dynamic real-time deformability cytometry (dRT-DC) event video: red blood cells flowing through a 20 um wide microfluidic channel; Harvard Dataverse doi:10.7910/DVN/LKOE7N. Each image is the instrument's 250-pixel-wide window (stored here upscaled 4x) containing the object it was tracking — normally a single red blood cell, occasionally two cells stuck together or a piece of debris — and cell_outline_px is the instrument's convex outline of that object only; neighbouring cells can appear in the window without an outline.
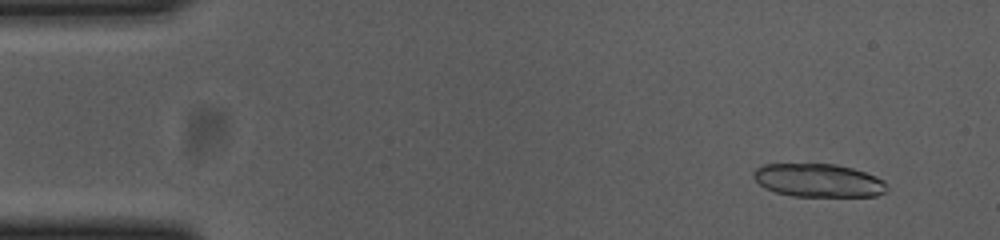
{"species": "common noctule bat (a hibernating species)", "species_latin": "Nyctalus noctula", "temperature_condition": "cold", "stored_images_in_passage": 23, "camera_frame_rate_fps": 3000, "um_per_image_px": 0.085, "animal": {"sex": "female", "body_mass_g": 23.0, "forearm_length_mm": 53.4}, "frame": {"image": 1, "passage_image": 5, "time_ms": 1.333, "image_size_px": [1000, 240], "cell_outline_px": [[888, 188], [884, 192], [876, 196], [792, 196], [776, 192], [764, 188], [752, 176], [752, 172], [756, 168], [764, 164], [836, 164], [852, 168], [876, 176], [884, 180]], "centroid_in_image_um": [69.55, 15.33], "position_along_channel_um": 15.4, "area_um2": 25.89}}